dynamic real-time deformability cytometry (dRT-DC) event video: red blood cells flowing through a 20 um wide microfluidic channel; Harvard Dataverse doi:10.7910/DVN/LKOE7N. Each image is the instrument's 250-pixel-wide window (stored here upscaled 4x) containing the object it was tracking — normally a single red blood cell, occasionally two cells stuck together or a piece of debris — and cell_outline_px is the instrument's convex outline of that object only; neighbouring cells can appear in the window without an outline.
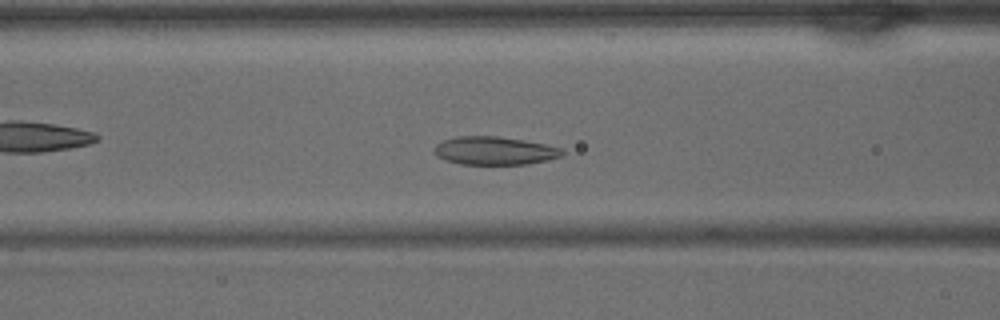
{"species": "common noctule bat (a hibernating species)", "species_latin": "Nyctalus noctula", "temperature_condition": "warm", "stored_images_in_passage": 36, "camera_frame_rate_fps": 3000, "um_per_image_px": 0.085, "animal": {"sex": "male", "body_mass_g": 15.6}, "frame": {"image": 1, "passage_image": 11, "time_ms": 3.333, "image_size_px": [1000, 320], "cell_outline_px": [[564, 152], [560, 156], [548, 160], [528, 164], [460, 164], [444, 160], [436, 156], [432, 152], [432, 148], [436, 144], [444, 140], [456, 136], [496, 136], [524, 140], [544, 144], [560, 148]], "centroid_in_image_um": [41.96, 12.81], "position_along_channel_um": 124.6, "area_um2": 21.1}}
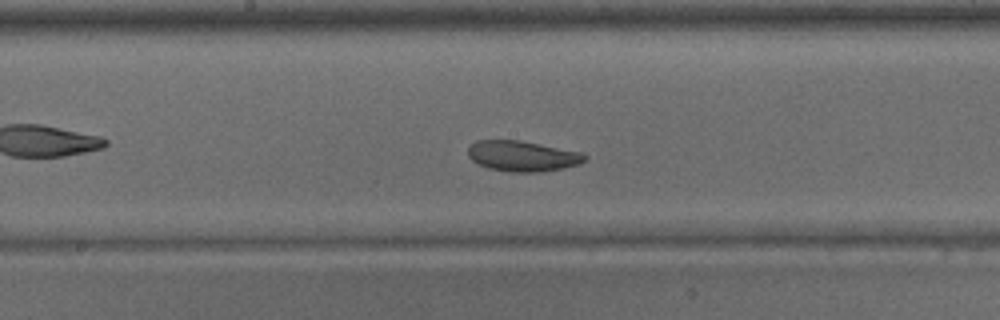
{"frame": {"image": 2, "passage_image": 16, "time_ms": 5.0, "image_size_px": [1000, 320], "cell_outline_px": [[588, 156], [580, 164], [564, 168], [540, 172], [508, 172], [488, 168], [476, 164], [468, 156], [468, 148], [476, 140], [520, 140], [584, 152]], "centroid_in_image_um": [44.42, 13.27], "position_along_channel_um": 203.8, "area_um2": 21.1}}
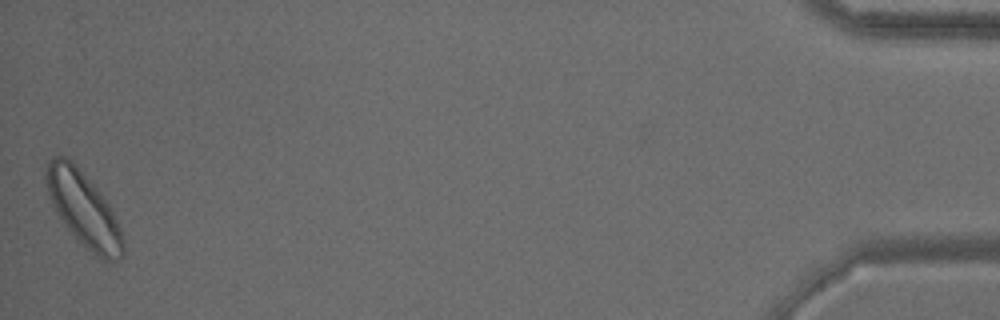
{"frame": {"image": 3, "passage_image": 36, "time_ms": 11.667, "image_size_px": [1000, 320], "cell_outline_px": [[124, 252], [116, 260], [104, 260], [96, 256], [84, 248], [64, 224], [48, 192], [44, 176], [44, 172], [48, 160], [52, 156], [68, 156], [72, 160], [100, 192], [108, 204], [120, 228], [124, 240]], "centroid_in_image_um": [7.09, 17.76], "position_along_channel_um": 428.1, "area_um2": 33.06}}